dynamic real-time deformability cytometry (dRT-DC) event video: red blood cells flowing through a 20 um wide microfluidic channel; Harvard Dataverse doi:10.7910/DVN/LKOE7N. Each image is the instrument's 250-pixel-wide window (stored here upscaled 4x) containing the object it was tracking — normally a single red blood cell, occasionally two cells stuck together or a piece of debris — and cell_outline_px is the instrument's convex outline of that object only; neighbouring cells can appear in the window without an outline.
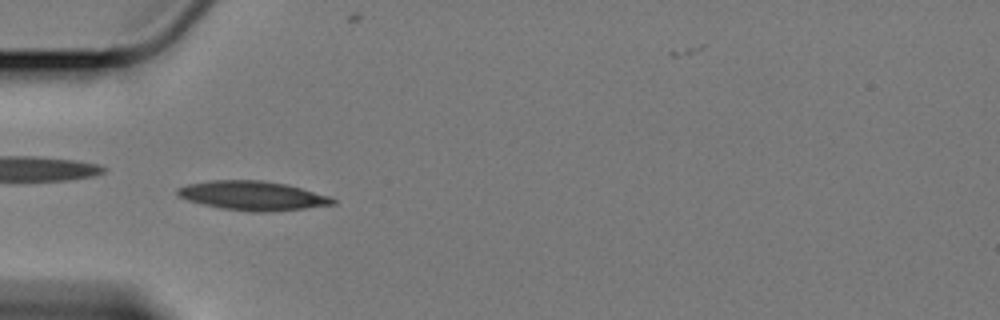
{"species": "Egyptian fruit bat (a non-hibernating species)", "species_latin": "Rousettus aegyptiacus", "temperature_condition": "cold", "stored_images_in_passage": 43, "camera_frame_rate_fps": 3000, "um_per_image_px": 0.085, "animal": {"sex": "female"}, "frame": {"image": 1, "passage_image": 2, "time_ms": 0.333, "image_size_px": [1000, 320], "cell_outline_px": [[336, 204], [304, 208], [264, 212], [252, 212], [220, 208], [188, 200], [180, 196], [176, 192], [176, 188], [188, 184], [212, 180], [260, 180], [284, 184], [332, 196], [336, 200]], "centroid_in_image_um": [21.49, 16.63], "position_along_channel_um": 63.5, "area_um2": 26.18}}
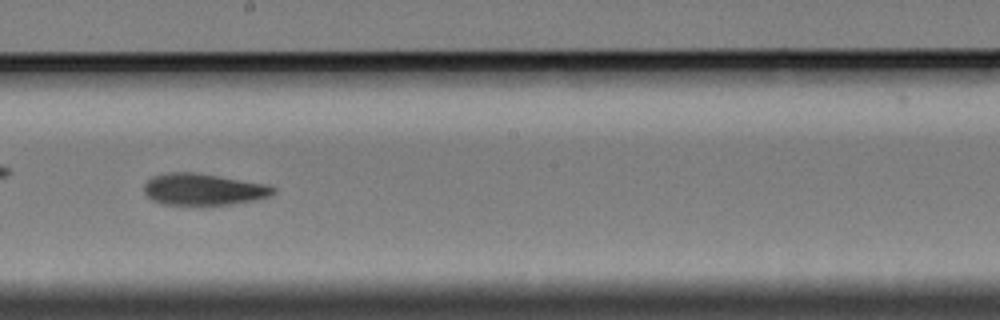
{"frame": {"image": 2, "passage_image": 17, "time_ms": 5.333, "image_size_px": [1000, 320], "cell_outline_px": [[276, 192], [272, 196], [232, 204], [164, 204], [152, 200], [144, 192], [144, 184], [152, 176], [168, 172], [196, 172], [264, 184], [276, 188]], "centroid_in_image_um": [17.27, 16.08], "position_along_channel_um": 230.9, "area_um2": 23.58}}
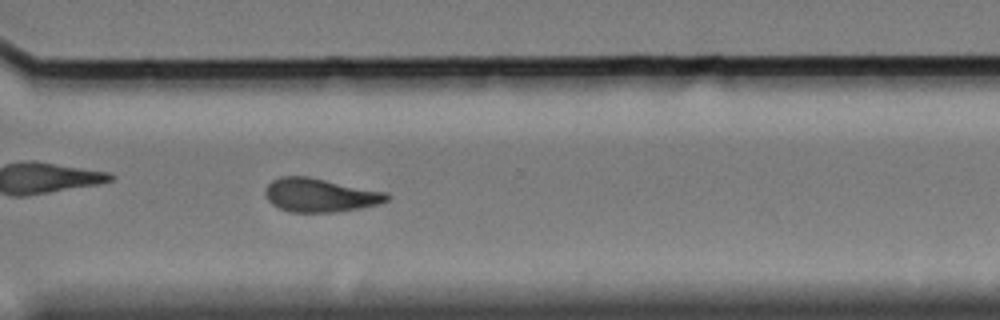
{"frame": {"image": 3, "passage_image": 27, "time_ms": 8.667, "image_size_px": [1000, 320], "cell_outline_px": [[392, 196], [388, 200], [380, 204], [340, 212], [292, 212], [280, 208], [272, 204], [268, 200], [264, 192], [268, 184], [272, 180], [280, 176], [308, 176], [388, 192]], "centroid_in_image_um": [27.25, 16.58], "position_along_channel_um": 343.4, "area_um2": 24.1}, "authors_computed_cell_mechanics": {"area_um2": 24.1026, "velocity_mm_per_s": 3.3825, "shape_relaxation_time_tau1_ms": 7.9961, "shape_relaxation_time_tau2_ms": 5.9706, "deformation_change_tau1": 0.1828, "deformation_change_tau2": 0.1324}}